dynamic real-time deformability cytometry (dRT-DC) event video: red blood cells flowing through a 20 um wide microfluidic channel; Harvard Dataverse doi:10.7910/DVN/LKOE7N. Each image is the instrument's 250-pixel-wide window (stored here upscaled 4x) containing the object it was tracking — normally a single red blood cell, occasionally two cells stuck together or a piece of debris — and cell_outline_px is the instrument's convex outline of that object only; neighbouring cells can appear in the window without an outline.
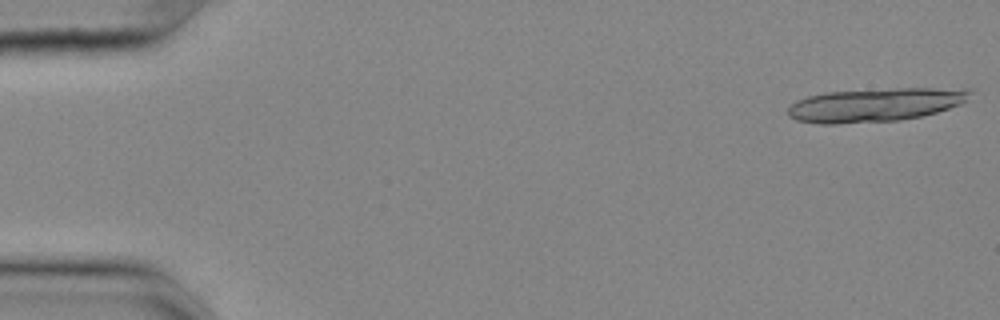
{"species": "common noctule bat (a hibernating species)", "species_latin": "Nyctalus noctula", "temperature_condition": "cold", "stored_images_in_passage": 19, "camera_frame_rate_fps": 3000, "um_per_image_px": 0.085, "animal": {"sex": "female", "body_mass_g": 25.1}, "frame": {"image": 1, "passage_image": 1, "time_ms": 0.0, "image_size_px": [1000, 320], "cell_outline_px": [[972, 92], [960, 104], [936, 112], [920, 116], [900, 120], [836, 124], [820, 124], [796, 120], [788, 116], [788, 108], [796, 100], [808, 96], [824, 92], [896, 88], [968, 88]], "centroid_in_image_um": [74.35, 8.91], "position_along_channel_um": 10.6, "area_um2": 35.6}}
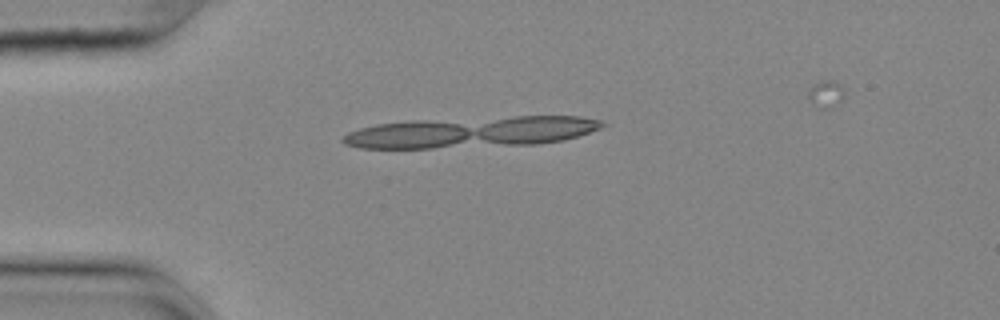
{"frame": {"image": 2, "passage_image": 13, "time_ms": 4.0, "image_size_px": [1000, 320], "cell_outline_px": [[608, 124], [600, 128], [564, 140], [536, 144], [432, 148], [360, 148], [344, 144], [340, 140], [348, 132], [360, 128], [376, 124], [412, 120], [516, 116], [580, 116], [600, 120]], "centroid_in_image_um": [40.03, 11.22], "position_along_channel_um": 45.0, "area_um2": 46.7}}